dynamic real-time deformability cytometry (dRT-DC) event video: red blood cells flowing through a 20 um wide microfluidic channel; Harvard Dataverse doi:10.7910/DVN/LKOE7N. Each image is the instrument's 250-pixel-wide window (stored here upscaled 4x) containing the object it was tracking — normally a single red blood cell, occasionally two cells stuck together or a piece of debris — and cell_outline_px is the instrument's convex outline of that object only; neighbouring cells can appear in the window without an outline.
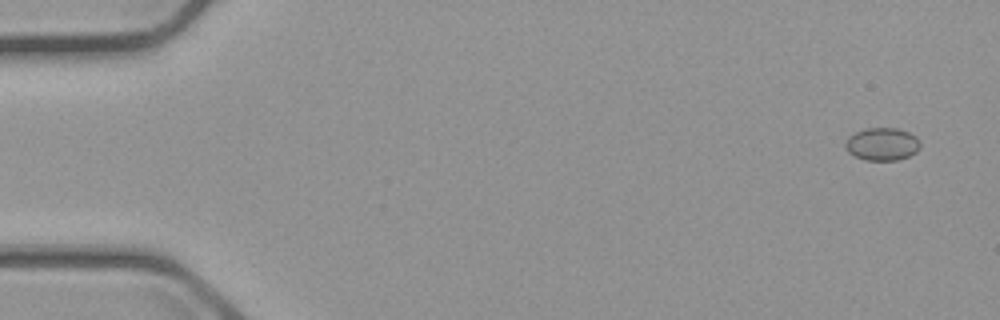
{"species": "common noctule bat (a hibernating species)", "species_latin": "Nyctalus noctula", "temperature_condition": "cold", "stored_images_in_passage": 4, "segment_of_instrument_passage": [2, 2], "camera_frame_rate_fps": 3000, "um_per_image_px": 0.085, "animal": {"sex": "male", "body_mass_g": 23.1, "forearm_length_mm": 52.7}, "frame": {"image": 1, "passage_image": 4, "time_ms": 4.333, "image_size_px": [1000, 320], "cell_outline_px": [[920, 148], [916, 152], [908, 156], [896, 160], [864, 160], [848, 152], [844, 144], [848, 136], [856, 132], [868, 128], [896, 128], [908, 132], [916, 136], [920, 144]], "centroid_in_image_um": [74.98, 12.25], "position_along_channel_um": 10.0, "area_um2": 14.22}}